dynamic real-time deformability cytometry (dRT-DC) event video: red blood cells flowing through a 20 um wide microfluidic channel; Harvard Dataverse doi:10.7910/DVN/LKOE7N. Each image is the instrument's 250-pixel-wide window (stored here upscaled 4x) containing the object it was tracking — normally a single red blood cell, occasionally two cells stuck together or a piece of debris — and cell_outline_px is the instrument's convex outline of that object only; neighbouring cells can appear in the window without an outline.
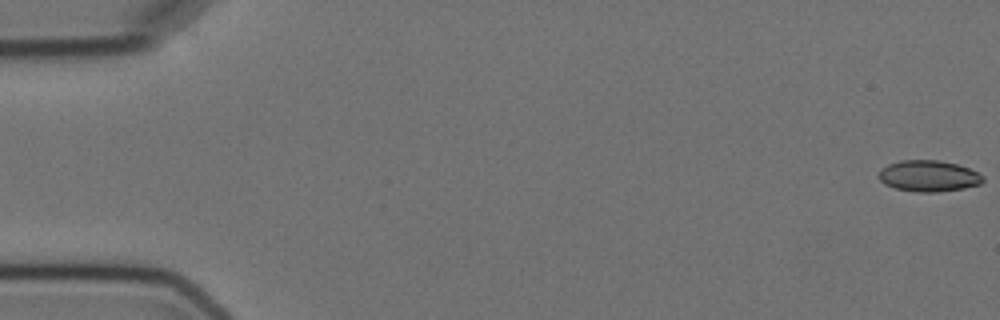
{"species": "Egyptian fruit bat (a non-hibernating species)", "species_latin": "Rousettus aegyptiacus", "temperature_condition": "cold", "stored_images_in_passage": 6, "camera_frame_rate_fps": 3000, "um_per_image_px": 0.085, "animal": {"sex": "female"}, "frame": {"image": 1, "passage_image": 1, "time_ms": 0.0, "image_size_px": [1000, 320], "cell_outline_px": [[984, 180], [980, 184], [964, 188], [936, 192], [916, 192], [896, 188], [884, 184], [880, 180], [880, 168], [888, 164], [900, 160], [940, 160], [956, 164], [968, 168], [984, 176]], "centroid_in_image_um": [78.92, 14.95], "position_along_channel_um": 6.1, "area_um2": 18.9}}
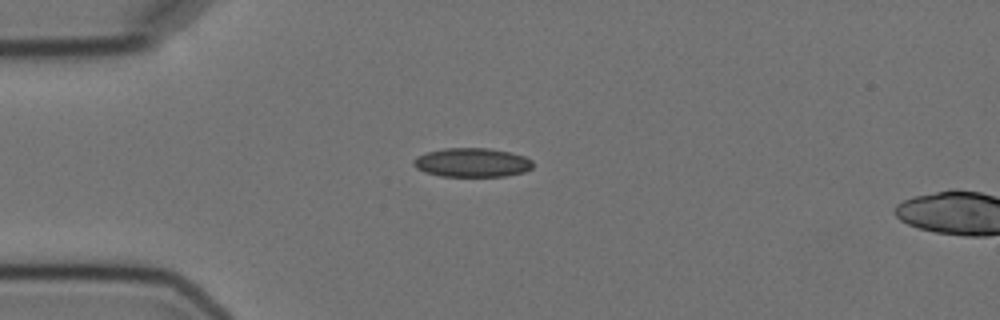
{"frame": {"image": 2, "passage_image": 5, "time_ms": 4.667, "image_size_px": [1000, 320], "cell_outline_px": [[532, 168], [524, 172], [504, 176], [440, 176], [424, 172], [416, 168], [412, 164], [412, 160], [416, 156], [424, 152], [444, 148], [488, 148], [512, 152], [524, 156], [532, 160]], "centroid_in_image_um": [40.08, 13.81], "position_along_channel_um": 44.9, "area_um2": 20.4}}